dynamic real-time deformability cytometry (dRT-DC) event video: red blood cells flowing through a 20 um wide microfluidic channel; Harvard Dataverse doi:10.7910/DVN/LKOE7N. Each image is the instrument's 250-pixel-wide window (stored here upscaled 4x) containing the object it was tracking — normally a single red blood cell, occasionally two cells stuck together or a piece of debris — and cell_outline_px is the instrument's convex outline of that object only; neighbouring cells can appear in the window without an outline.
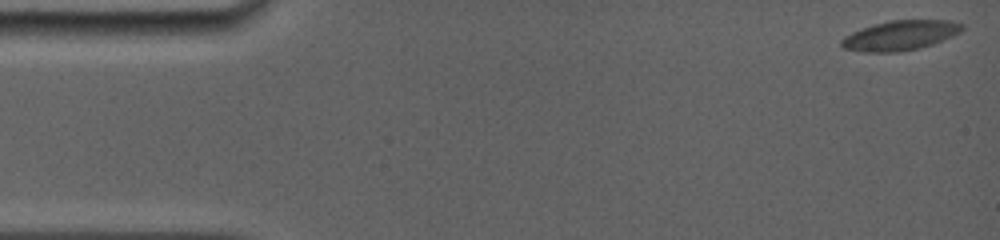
{"species": "common noctule bat (a hibernating species)", "species_latin": "Nyctalus noctula", "temperature_condition": "room temperature", "stored_images_in_passage": 76, "camera_frame_rate_fps": 5000, "um_per_image_px": 0.085, "animal": {"sex": "female", "body_mass_g": 19.0, "forearm_length_mm": 56.7}, "frame": {"image": 1, "passage_image": 1, "time_ms": 0.0, "image_size_px": [1000, 240], "cell_outline_px": [[964, 28], [960, 32], [952, 36], [932, 44], [920, 48], [896, 52], [864, 52], [844, 48], [840, 44], [840, 40], [844, 36], [852, 32], [876, 24], [892, 20], [948, 20], [964, 24]], "centroid_in_image_um": [76.53, 3.01], "position_along_channel_um": 8.5, "area_um2": 20.75}}
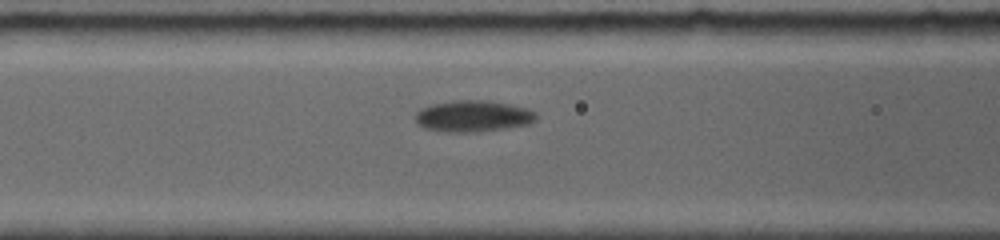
{"frame": {"image": 2, "passage_image": 33, "time_ms": 6.4, "image_size_px": [1000, 240], "cell_outline_px": [[536, 120], [528, 124], [508, 128], [476, 132], [444, 132], [424, 128], [416, 124], [416, 112], [420, 108], [432, 104], [452, 100], [488, 100], [528, 108], [536, 112]], "centroid_in_image_um": [40.19, 9.87], "position_along_channel_um": 126.4, "area_um2": 22.37}}
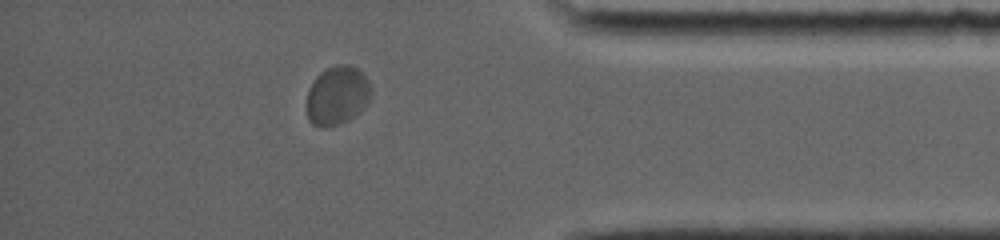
{"frame": {"image": 3, "passage_image": 65, "time_ms": 14.2, "image_size_px": [1000, 240], "cell_outline_px": [[372, 96], [364, 108], [360, 112], [348, 120], [340, 124], [328, 128], [320, 128], [312, 124], [308, 120], [308, 88], [316, 76], [324, 68], [336, 64], [348, 64], [364, 72], [372, 88]], "centroid_in_image_um": [28.69, 8.11], "position_along_channel_um": 406.5, "area_um2": 22.66}, "authors_computed_cell_mechanics": {"area_um2": 21.386, "velocity_mm_per_s": 3.7498, "shape_relaxation_time_tau1_ms": 1.5948, "shape_relaxation_time_tau2_ms": null, "deformation_change_tau1": 0.0845, "deformation_change_tau2": null}}